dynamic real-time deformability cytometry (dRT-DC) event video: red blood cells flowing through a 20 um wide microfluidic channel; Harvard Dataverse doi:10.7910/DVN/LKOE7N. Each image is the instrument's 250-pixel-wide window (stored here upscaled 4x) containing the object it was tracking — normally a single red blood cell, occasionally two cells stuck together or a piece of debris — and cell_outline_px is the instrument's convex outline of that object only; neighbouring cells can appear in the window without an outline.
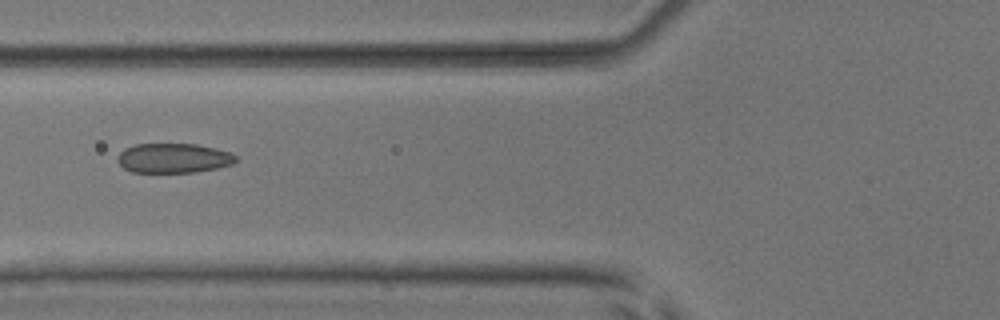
{"species": "common noctule bat (a hibernating species)", "species_latin": "Nyctalus noctula", "temperature_condition": "room temperature", "stored_images_in_passage": 6, "camera_frame_rate_fps": 3000, "um_per_image_px": 0.085, "animal": {"sex": "male", "body_mass_g": 17.9, "forearm_length_mm": 54.2}, "frame": {"image": 1, "passage_image": 5, "time_ms": 5.667, "image_size_px": [1000, 320], "cell_outline_px": [[236, 160], [232, 164], [216, 168], [196, 172], [132, 172], [124, 168], [116, 160], [120, 152], [124, 148], [136, 144], [196, 144], [216, 148], [228, 152], [236, 156]], "centroid_in_image_um": [14.72, 13.44], "position_along_channel_um": 111.1, "area_um2": 20.35}}
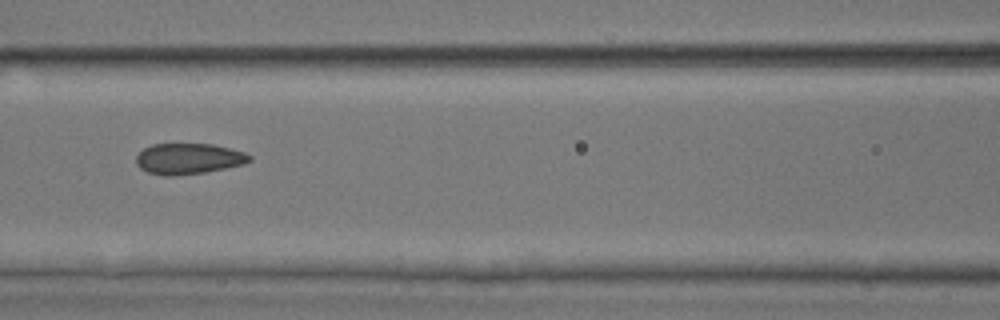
{"frame": {"image": 2, "passage_image": 6, "time_ms": 6.667, "image_size_px": [1000, 320], "cell_outline_px": [[252, 160], [244, 164], [204, 172], [172, 176], [164, 176], [148, 172], [140, 168], [136, 164], [136, 156], [144, 148], [152, 144], [212, 144], [244, 152], [252, 156]], "centroid_in_image_um": [16.01, 13.49], "position_along_channel_um": 150.6, "area_um2": 20.29}}